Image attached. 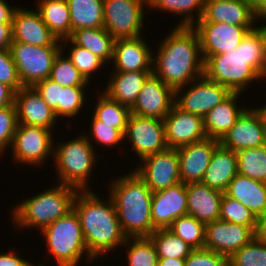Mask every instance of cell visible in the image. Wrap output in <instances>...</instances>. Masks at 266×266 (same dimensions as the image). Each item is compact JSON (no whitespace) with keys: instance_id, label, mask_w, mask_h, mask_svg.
Segmentation results:
<instances>
[{"instance_id":"6da1fadb","label":"cell","mask_w":266,"mask_h":266,"mask_svg":"<svg viewBox=\"0 0 266 266\" xmlns=\"http://www.w3.org/2000/svg\"><path fill=\"white\" fill-rule=\"evenodd\" d=\"M166 37L152 55V74L181 93L204 73L199 36L193 27L175 26Z\"/></svg>"},{"instance_id":"7a4b0ae2","label":"cell","mask_w":266,"mask_h":266,"mask_svg":"<svg viewBox=\"0 0 266 266\" xmlns=\"http://www.w3.org/2000/svg\"><path fill=\"white\" fill-rule=\"evenodd\" d=\"M203 75L241 94L254 80L266 78V56L258 31L249 30L236 50L208 56Z\"/></svg>"},{"instance_id":"3957f363","label":"cell","mask_w":266,"mask_h":266,"mask_svg":"<svg viewBox=\"0 0 266 266\" xmlns=\"http://www.w3.org/2000/svg\"><path fill=\"white\" fill-rule=\"evenodd\" d=\"M73 209L80 220L87 250L94 259L125 243L127 236L121 228L111 197L104 202L89 189L79 190Z\"/></svg>"},{"instance_id":"277c9868","label":"cell","mask_w":266,"mask_h":266,"mask_svg":"<svg viewBox=\"0 0 266 266\" xmlns=\"http://www.w3.org/2000/svg\"><path fill=\"white\" fill-rule=\"evenodd\" d=\"M113 181L109 197L124 234L127 238L149 237L156 230L151 219L153 193L134 171Z\"/></svg>"},{"instance_id":"5b68a950","label":"cell","mask_w":266,"mask_h":266,"mask_svg":"<svg viewBox=\"0 0 266 266\" xmlns=\"http://www.w3.org/2000/svg\"><path fill=\"white\" fill-rule=\"evenodd\" d=\"M79 190L59 184L39 192L12 208L11 219L19 227H38L40 231L73 209V202Z\"/></svg>"},{"instance_id":"8992f818","label":"cell","mask_w":266,"mask_h":266,"mask_svg":"<svg viewBox=\"0 0 266 266\" xmlns=\"http://www.w3.org/2000/svg\"><path fill=\"white\" fill-rule=\"evenodd\" d=\"M48 253L58 266H77L83 255L89 262L95 260L88 252L80 220L74 209L42 229ZM84 253V254H83Z\"/></svg>"},{"instance_id":"52a82bcc","label":"cell","mask_w":266,"mask_h":266,"mask_svg":"<svg viewBox=\"0 0 266 266\" xmlns=\"http://www.w3.org/2000/svg\"><path fill=\"white\" fill-rule=\"evenodd\" d=\"M87 135L77 136L74 139L54 146L53 156L56 162L59 183L69 185L78 190H88V182L96 153Z\"/></svg>"},{"instance_id":"ba28073f","label":"cell","mask_w":266,"mask_h":266,"mask_svg":"<svg viewBox=\"0 0 266 266\" xmlns=\"http://www.w3.org/2000/svg\"><path fill=\"white\" fill-rule=\"evenodd\" d=\"M61 50V45L35 46L12 41L10 52L22 86L33 87L49 78L53 62Z\"/></svg>"},{"instance_id":"9c48e42d","label":"cell","mask_w":266,"mask_h":266,"mask_svg":"<svg viewBox=\"0 0 266 266\" xmlns=\"http://www.w3.org/2000/svg\"><path fill=\"white\" fill-rule=\"evenodd\" d=\"M104 29L114 38L142 35L144 8L140 0H103Z\"/></svg>"},{"instance_id":"30bf717a","label":"cell","mask_w":266,"mask_h":266,"mask_svg":"<svg viewBox=\"0 0 266 266\" xmlns=\"http://www.w3.org/2000/svg\"><path fill=\"white\" fill-rule=\"evenodd\" d=\"M52 130L18 124L10 146L16 163L41 165L54 151Z\"/></svg>"},{"instance_id":"8fae6325","label":"cell","mask_w":266,"mask_h":266,"mask_svg":"<svg viewBox=\"0 0 266 266\" xmlns=\"http://www.w3.org/2000/svg\"><path fill=\"white\" fill-rule=\"evenodd\" d=\"M140 161V166H136L133 171L152 193L181 182L177 149L167 148L163 152L145 156Z\"/></svg>"},{"instance_id":"7c38bea8","label":"cell","mask_w":266,"mask_h":266,"mask_svg":"<svg viewBox=\"0 0 266 266\" xmlns=\"http://www.w3.org/2000/svg\"><path fill=\"white\" fill-rule=\"evenodd\" d=\"M131 147L141 160L150 154L163 152L168 148L164 122L161 119L130 114L124 133Z\"/></svg>"},{"instance_id":"4fadbf2b","label":"cell","mask_w":266,"mask_h":266,"mask_svg":"<svg viewBox=\"0 0 266 266\" xmlns=\"http://www.w3.org/2000/svg\"><path fill=\"white\" fill-rule=\"evenodd\" d=\"M203 60L208 56L224 54L236 50L243 37L254 26H237L223 22L195 23Z\"/></svg>"},{"instance_id":"5bb4252c","label":"cell","mask_w":266,"mask_h":266,"mask_svg":"<svg viewBox=\"0 0 266 266\" xmlns=\"http://www.w3.org/2000/svg\"><path fill=\"white\" fill-rule=\"evenodd\" d=\"M231 93L227 87L203 75L197 81H192V86L190 85L186 93L183 92L180 95V92H175V104L182 110L203 118Z\"/></svg>"},{"instance_id":"9a60e30c","label":"cell","mask_w":266,"mask_h":266,"mask_svg":"<svg viewBox=\"0 0 266 266\" xmlns=\"http://www.w3.org/2000/svg\"><path fill=\"white\" fill-rule=\"evenodd\" d=\"M266 128L257 108L244 109L219 143L234 152L265 145Z\"/></svg>"},{"instance_id":"2e32d148","label":"cell","mask_w":266,"mask_h":266,"mask_svg":"<svg viewBox=\"0 0 266 266\" xmlns=\"http://www.w3.org/2000/svg\"><path fill=\"white\" fill-rule=\"evenodd\" d=\"M175 104V90L151 74L143 84L131 113L163 120Z\"/></svg>"},{"instance_id":"e0dca14e","label":"cell","mask_w":266,"mask_h":266,"mask_svg":"<svg viewBox=\"0 0 266 266\" xmlns=\"http://www.w3.org/2000/svg\"><path fill=\"white\" fill-rule=\"evenodd\" d=\"M253 238L250 227L218 219L206 224L204 248L229 257Z\"/></svg>"},{"instance_id":"ac0fdd59","label":"cell","mask_w":266,"mask_h":266,"mask_svg":"<svg viewBox=\"0 0 266 266\" xmlns=\"http://www.w3.org/2000/svg\"><path fill=\"white\" fill-rule=\"evenodd\" d=\"M163 122L168 148L177 149L207 137L203 127V118L182 110L176 104L173 105Z\"/></svg>"},{"instance_id":"d6986e66","label":"cell","mask_w":266,"mask_h":266,"mask_svg":"<svg viewBox=\"0 0 266 266\" xmlns=\"http://www.w3.org/2000/svg\"><path fill=\"white\" fill-rule=\"evenodd\" d=\"M186 184L180 182L152 194L151 219L155 229H167L180 216L187 214Z\"/></svg>"},{"instance_id":"ffe728a7","label":"cell","mask_w":266,"mask_h":266,"mask_svg":"<svg viewBox=\"0 0 266 266\" xmlns=\"http://www.w3.org/2000/svg\"><path fill=\"white\" fill-rule=\"evenodd\" d=\"M219 140L205 139L177 148L179 175L184 184L201 182Z\"/></svg>"},{"instance_id":"44dd1931","label":"cell","mask_w":266,"mask_h":266,"mask_svg":"<svg viewBox=\"0 0 266 266\" xmlns=\"http://www.w3.org/2000/svg\"><path fill=\"white\" fill-rule=\"evenodd\" d=\"M12 38L13 41L35 46L61 45V40L50 31L39 11L28 8L16 7L12 19Z\"/></svg>"},{"instance_id":"7402d4cb","label":"cell","mask_w":266,"mask_h":266,"mask_svg":"<svg viewBox=\"0 0 266 266\" xmlns=\"http://www.w3.org/2000/svg\"><path fill=\"white\" fill-rule=\"evenodd\" d=\"M14 103L18 124L39 126L49 130L58 121L54 111L47 105L34 87H22L15 92Z\"/></svg>"},{"instance_id":"603a6c76","label":"cell","mask_w":266,"mask_h":266,"mask_svg":"<svg viewBox=\"0 0 266 266\" xmlns=\"http://www.w3.org/2000/svg\"><path fill=\"white\" fill-rule=\"evenodd\" d=\"M141 36L115 39L113 61L115 72H152L154 54Z\"/></svg>"},{"instance_id":"cb8c5ba5","label":"cell","mask_w":266,"mask_h":266,"mask_svg":"<svg viewBox=\"0 0 266 266\" xmlns=\"http://www.w3.org/2000/svg\"><path fill=\"white\" fill-rule=\"evenodd\" d=\"M213 22L253 26L255 11L243 0H205L202 16L195 23Z\"/></svg>"},{"instance_id":"d4e9b609","label":"cell","mask_w":266,"mask_h":266,"mask_svg":"<svg viewBox=\"0 0 266 266\" xmlns=\"http://www.w3.org/2000/svg\"><path fill=\"white\" fill-rule=\"evenodd\" d=\"M187 214L204 224L219 219L223 192L201 182L186 184Z\"/></svg>"},{"instance_id":"484cf974","label":"cell","mask_w":266,"mask_h":266,"mask_svg":"<svg viewBox=\"0 0 266 266\" xmlns=\"http://www.w3.org/2000/svg\"><path fill=\"white\" fill-rule=\"evenodd\" d=\"M239 201L256 217L266 212V183L237 174L223 192Z\"/></svg>"},{"instance_id":"4316f807","label":"cell","mask_w":266,"mask_h":266,"mask_svg":"<svg viewBox=\"0 0 266 266\" xmlns=\"http://www.w3.org/2000/svg\"><path fill=\"white\" fill-rule=\"evenodd\" d=\"M241 93H231L223 102L211 109L203 117V127L207 137L221 140L234 126L245 107H238L237 100Z\"/></svg>"},{"instance_id":"83f0119b","label":"cell","mask_w":266,"mask_h":266,"mask_svg":"<svg viewBox=\"0 0 266 266\" xmlns=\"http://www.w3.org/2000/svg\"><path fill=\"white\" fill-rule=\"evenodd\" d=\"M237 174L236 152L219 144L212 154L201 183L224 192Z\"/></svg>"},{"instance_id":"f1b7e54d","label":"cell","mask_w":266,"mask_h":266,"mask_svg":"<svg viewBox=\"0 0 266 266\" xmlns=\"http://www.w3.org/2000/svg\"><path fill=\"white\" fill-rule=\"evenodd\" d=\"M103 90L109 98L118 101L122 105L129 107L134 106L143 84L152 74V72H114Z\"/></svg>"},{"instance_id":"f546056e","label":"cell","mask_w":266,"mask_h":266,"mask_svg":"<svg viewBox=\"0 0 266 266\" xmlns=\"http://www.w3.org/2000/svg\"><path fill=\"white\" fill-rule=\"evenodd\" d=\"M70 18L71 35L76 29L104 27L103 0H66Z\"/></svg>"},{"instance_id":"4dcf8cb0","label":"cell","mask_w":266,"mask_h":266,"mask_svg":"<svg viewBox=\"0 0 266 266\" xmlns=\"http://www.w3.org/2000/svg\"><path fill=\"white\" fill-rule=\"evenodd\" d=\"M38 8L44 23L57 39L71 36V18L66 0H38Z\"/></svg>"},{"instance_id":"1f68e13d","label":"cell","mask_w":266,"mask_h":266,"mask_svg":"<svg viewBox=\"0 0 266 266\" xmlns=\"http://www.w3.org/2000/svg\"><path fill=\"white\" fill-rule=\"evenodd\" d=\"M76 45L84 47L105 63L113 59L115 39L102 28L76 29L69 37Z\"/></svg>"},{"instance_id":"d6a6232c","label":"cell","mask_w":266,"mask_h":266,"mask_svg":"<svg viewBox=\"0 0 266 266\" xmlns=\"http://www.w3.org/2000/svg\"><path fill=\"white\" fill-rule=\"evenodd\" d=\"M100 95L93 116L104 124L113 125L124 135L131 109L112 100L105 93Z\"/></svg>"},{"instance_id":"836d02e7","label":"cell","mask_w":266,"mask_h":266,"mask_svg":"<svg viewBox=\"0 0 266 266\" xmlns=\"http://www.w3.org/2000/svg\"><path fill=\"white\" fill-rule=\"evenodd\" d=\"M237 173L266 183L265 145L236 152Z\"/></svg>"},{"instance_id":"e575fe53","label":"cell","mask_w":266,"mask_h":266,"mask_svg":"<svg viewBox=\"0 0 266 266\" xmlns=\"http://www.w3.org/2000/svg\"><path fill=\"white\" fill-rule=\"evenodd\" d=\"M204 3L205 0H153L148 8L171 12L176 15L179 14V16L186 15L182 21H179L177 26L192 27L195 25V20L198 22L201 18L204 10ZM194 11L197 13L196 19H194L195 16L192 14Z\"/></svg>"},{"instance_id":"d590c367","label":"cell","mask_w":266,"mask_h":266,"mask_svg":"<svg viewBox=\"0 0 266 266\" xmlns=\"http://www.w3.org/2000/svg\"><path fill=\"white\" fill-rule=\"evenodd\" d=\"M168 229L193 249L205 246L206 224L191 215L178 217Z\"/></svg>"},{"instance_id":"8d00e7d4","label":"cell","mask_w":266,"mask_h":266,"mask_svg":"<svg viewBox=\"0 0 266 266\" xmlns=\"http://www.w3.org/2000/svg\"><path fill=\"white\" fill-rule=\"evenodd\" d=\"M158 257L185 259L194 249L167 229H156L150 236Z\"/></svg>"},{"instance_id":"74e56055","label":"cell","mask_w":266,"mask_h":266,"mask_svg":"<svg viewBox=\"0 0 266 266\" xmlns=\"http://www.w3.org/2000/svg\"><path fill=\"white\" fill-rule=\"evenodd\" d=\"M123 245L129 246L128 266H158V254L150 237H128Z\"/></svg>"},{"instance_id":"f35d334b","label":"cell","mask_w":266,"mask_h":266,"mask_svg":"<svg viewBox=\"0 0 266 266\" xmlns=\"http://www.w3.org/2000/svg\"><path fill=\"white\" fill-rule=\"evenodd\" d=\"M63 54V49L57 54L49 78L62 87L87 86L89 82L78 71L73 62L68 57H64Z\"/></svg>"},{"instance_id":"ab89813d","label":"cell","mask_w":266,"mask_h":266,"mask_svg":"<svg viewBox=\"0 0 266 266\" xmlns=\"http://www.w3.org/2000/svg\"><path fill=\"white\" fill-rule=\"evenodd\" d=\"M68 42L73 43V45L70 48V54L67 57L73 62L74 66L84 78L90 82V79L92 78L91 75L96 73L95 71L98 69L100 70L105 62L84 47L76 45L70 38L61 40L62 48L64 44L66 45Z\"/></svg>"},{"instance_id":"60d3db41","label":"cell","mask_w":266,"mask_h":266,"mask_svg":"<svg viewBox=\"0 0 266 266\" xmlns=\"http://www.w3.org/2000/svg\"><path fill=\"white\" fill-rule=\"evenodd\" d=\"M219 219L248 226L253 231H255L257 222V217L247 207L224 193L220 203Z\"/></svg>"},{"instance_id":"b9f144b4","label":"cell","mask_w":266,"mask_h":266,"mask_svg":"<svg viewBox=\"0 0 266 266\" xmlns=\"http://www.w3.org/2000/svg\"><path fill=\"white\" fill-rule=\"evenodd\" d=\"M228 266H266V245L253 238L228 257Z\"/></svg>"},{"instance_id":"7bdbcfd3","label":"cell","mask_w":266,"mask_h":266,"mask_svg":"<svg viewBox=\"0 0 266 266\" xmlns=\"http://www.w3.org/2000/svg\"><path fill=\"white\" fill-rule=\"evenodd\" d=\"M85 86H68L60 88L59 117L76 116L85 103Z\"/></svg>"},{"instance_id":"ee69618b","label":"cell","mask_w":266,"mask_h":266,"mask_svg":"<svg viewBox=\"0 0 266 266\" xmlns=\"http://www.w3.org/2000/svg\"><path fill=\"white\" fill-rule=\"evenodd\" d=\"M18 125L15 103L0 108V155L12 145L14 134Z\"/></svg>"},{"instance_id":"f6af8a7d","label":"cell","mask_w":266,"mask_h":266,"mask_svg":"<svg viewBox=\"0 0 266 266\" xmlns=\"http://www.w3.org/2000/svg\"><path fill=\"white\" fill-rule=\"evenodd\" d=\"M91 136L97 141V143L108 146V148H112L113 146H118L121 141H124V135L118 130L113 128V125H107L97 120L94 116H92L91 120Z\"/></svg>"},{"instance_id":"bcb514c9","label":"cell","mask_w":266,"mask_h":266,"mask_svg":"<svg viewBox=\"0 0 266 266\" xmlns=\"http://www.w3.org/2000/svg\"><path fill=\"white\" fill-rule=\"evenodd\" d=\"M0 82L8 85L15 92L23 87L10 49L0 50Z\"/></svg>"},{"instance_id":"7dc6e473","label":"cell","mask_w":266,"mask_h":266,"mask_svg":"<svg viewBox=\"0 0 266 266\" xmlns=\"http://www.w3.org/2000/svg\"><path fill=\"white\" fill-rule=\"evenodd\" d=\"M185 266H228V257L206 248L194 249L185 258Z\"/></svg>"},{"instance_id":"c3c4849f","label":"cell","mask_w":266,"mask_h":266,"mask_svg":"<svg viewBox=\"0 0 266 266\" xmlns=\"http://www.w3.org/2000/svg\"><path fill=\"white\" fill-rule=\"evenodd\" d=\"M33 87L41 95L47 105L54 111L56 117L58 118L60 88L63 87L50 78L37 82Z\"/></svg>"},{"instance_id":"681fc988","label":"cell","mask_w":266,"mask_h":266,"mask_svg":"<svg viewBox=\"0 0 266 266\" xmlns=\"http://www.w3.org/2000/svg\"><path fill=\"white\" fill-rule=\"evenodd\" d=\"M0 266H34L30 262L25 259L20 258L14 254L13 251H9L7 254L2 253L0 254ZM37 266V265H36ZM38 266H44L42 264Z\"/></svg>"},{"instance_id":"f907efd6","label":"cell","mask_w":266,"mask_h":266,"mask_svg":"<svg viewBox=\"0 0 266 266\" xmlns=\"http://www.w3.org/2000/svg\"><path fill=\"white\" fill-rule=\"evenodd\" d=\"M12 41V23H0V50L10 49Z\"/></svg>"},{"instance_id":"816d5d0a","label":"cell","mask_w":266,"mask_h":266,"mask_svg":"<svg viewBox=\"0 0 266 266\" xmlns=\"http://www.w3.org/2000/svg\"><path fill=\"white\" fill-rule=\"evenodd\" d=\"M15 91L8 85L0 82V108L14 103Z\"/></svg>"},{"instance_id":"f5cc1de1","label":"cell","mask_w":266,"mask_h":266,"mask_svg":"<svg viewBox=\"0 0 266 266\" xmlns=\"http://www.w3.org/2000/svg\"><path fill=\"white\" fill-rule=\"evenodd\" d=\"M254 238L261 244L266 245V212L257 217Z\"/></svg>"},{"instance_id":"db71d44e","label":"cell","mask_w":266,"mask_h":266,"mask_svg":"<svg viewBox=\"0 0 266 266\" xmlns=\"http://www.w3.org/2000/svg\"><path fill=\"white\" fill-rule=\"evenodd\" d=\"M16 7L10 6L6 0H0V23H12Z\"/></svg>"},{"instance_id":"11a10c76","label":"cell","mask_w":266,"mask_h":266,"mask_svg":"<svg viewBox=\"0 0 266 266\" xmlns=\"http://www.w3.org/2000/svg\"><path fill=\"white\" fill-rule=\"evenodd\" d=\"M158 266H185V259L158 257Z\"/></svg>"},{"instance_id":"9f6ffc18","label":"cell","mask_w":266,"mask_h":266,"mask_svg":"<svg viewBox=\"0 0 266 266\" xmlns=\"http://www.w3.org/2000/svg\"><path fill=\"white\" fill-rule=\"evenodd\" d=\"M266 19V1H264L256 10H255V21L259 19Z\"/></svg>"},{"instance_id":"6f0895ef","label":"cell","mask_w":266,"mask_h":266,"mask_svg":"<svg viewBox=\"0 0 266 266\" xmlns=\"http://www.w3.org/2000/svg\"><path fill=\"white\" fill-rule=\"evenodd\" d=\"M255 29L258 31L259 36L262 39V45H263V50H264V54L266 56V24L262 25V27H256Z\"/></svg>"},{"instance_id":"680465c9","label":"cell","mask_w":266,"mask_h":266,"mask_svg":"<svg viewBox=\"0 0 266 266\" xmlns=\"http://www.w3.org/2000/svg\"><path fill=\"white\" fill-rule=\"evenodd\" d=\"M243 1L255 11L266 0H243Z\"/></svg>"},{"instance_id":"91938a15","label":"cell","mask_w":266,"mask_h":266,"mask_svg":"<svg viewBox=\"0 0 266 266\" xmlns=\"http://www.w3.org/2000/svg\"><path fill=\"white\" fill-rule=\"evenodd\" d=\"M258 111L260 112L262 118H263V121H264V124H265V128H266V105L264 106H260V107H257Z\"/></svg>"},{"instance_id":"94428289","label":"cell","mask_w":266,"mask_h":266,"mask_svg":"<svg viewBox=\"0 0 266 266\" xmlns=\"http://www.w3.org/2000/svg\"><path fill=\"white\" fill-rule=\"evenodd\" d=\"M143 3H145L147 5V7L149 6V4L153 1V0H140Z\"/></svg>"}]
</instances>
